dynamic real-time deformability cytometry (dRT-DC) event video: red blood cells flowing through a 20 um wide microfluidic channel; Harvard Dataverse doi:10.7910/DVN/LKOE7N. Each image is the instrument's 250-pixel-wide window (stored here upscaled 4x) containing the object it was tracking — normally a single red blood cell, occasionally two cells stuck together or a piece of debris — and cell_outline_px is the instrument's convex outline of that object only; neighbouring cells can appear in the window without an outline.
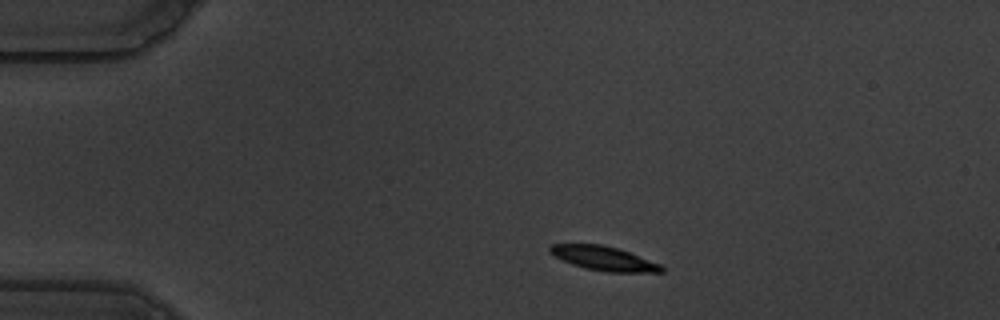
{"species": "common noctule bat (a hibernating species)", "species_latin": "Nyctalus noctula", "temperature_condition": "warm", "stored_images_in_passage": 52, "camera_frame_rate_fps": 3000, "um_per_image_px": 0.085, "animal": {"sex": "male", "body_mass_g": 19.5, "forearm_length_mm": 54.6}, "frame": {"image": 1, "passage_image": 6, "time_ms": 1.667, "image_size_px": [1000, 320], "cell_outline_px": [[664, 272], [604, 272], [584, 268], [572, 264], [548, 252], [548, 248], [552, 244], [604, 244], [620, 248], [660, 264], [664, 268]], "centroid_in_image_um": [51.34, 21.96], "position_along_channel_um": 33.7, "area_um2": 15.84}}
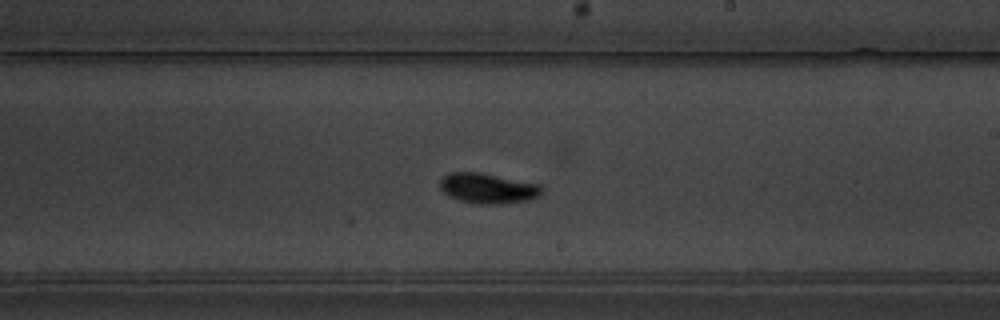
{"frame": {"image": 2, "passage_image": 29, "time_ms": 9.333, "image_size_px": [1000, 320], "cell_outline_px": [[544, 192], [540, 196], [524, 200], [496, 204], [476, 204], [456, 200], [448, 196], [440, 188], [440, 180], [444, 176], [452, 172], [480, 172], [540, 184], [544, 188]], "centroid_in_image_um": [41.47, 16.0], "position_along_channel_um": 247.5, "area_um2": 18.03}}
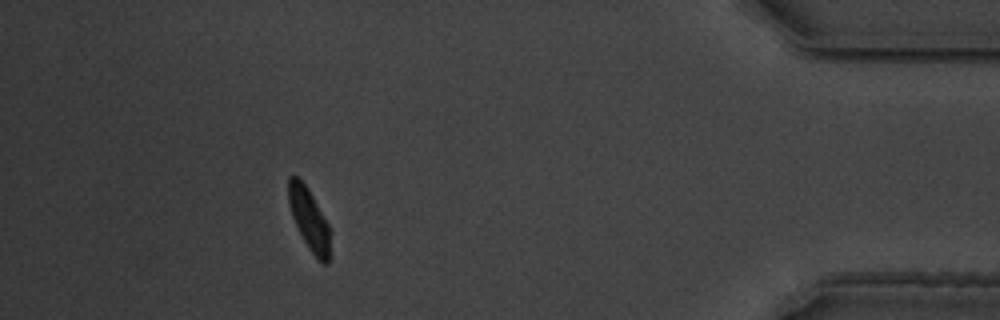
{"frame": {"image": 3, "passage_image": 47, "time_ms": 15.333, "image_size_px": [1000, 320], "cell_outline_px": [[328, 264], [324, 264], [308, 248], [292, 216], [288, 204], [288, 176], [296, 176], [304, 184], [312, 196], [328, 224]], "centroid_in_image_um": [26.22, 18.59], "position_along_channel_um": 409.0, "area_um2": 14.28}, "authors_computed_cell_mechanics": {"area_um2": 16.3285, "velocity_mm_per_s": 3.4809, "shape_relaxation_time_tau1_ms": 1.8699, "shape_relaxation_time_tau2_ms": 3.3336, "deformation_change_tau1": 0.1618, "deformation_change_tau2": 0.075}}